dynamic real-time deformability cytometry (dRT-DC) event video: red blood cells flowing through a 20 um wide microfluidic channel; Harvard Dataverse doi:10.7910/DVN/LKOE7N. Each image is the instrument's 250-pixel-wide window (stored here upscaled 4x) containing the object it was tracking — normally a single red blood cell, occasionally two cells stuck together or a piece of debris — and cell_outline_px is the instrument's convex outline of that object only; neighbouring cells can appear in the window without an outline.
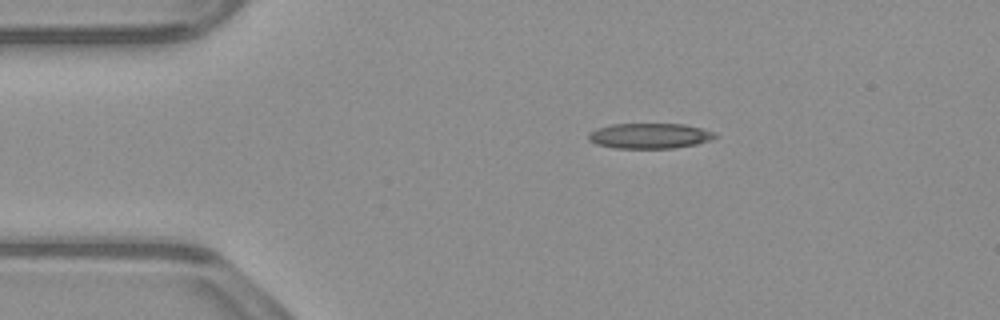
{"species": "common noctule bat (a hibernating species)", "species_latin": "Nyctalus noctula", "temperature_condition": "warm", "stored_images_in_passage": 44, "camera_frame_rate_fps": 3000, "um_per_image_px": 0.085, "animal": {"sex": "male", "body_mass_g": 23.1, "forearm_length_mm": 52.7}, "frame": {"image": 1, "passage_image": 1, "time_ms": 0.0, "image_size_px": [1000, 320], "cell_outline_px": [[720, 136], [696, 144], [672, 148], [616, 148], [596, 144], [588, 140], [588, 132], [596, 128], [612, 124], [684, 124], [716, 132]], "centroid_in_image_um": [55.2, 11.54], "position_along_channel_um": 29.8, "area_um2": 18.73}}
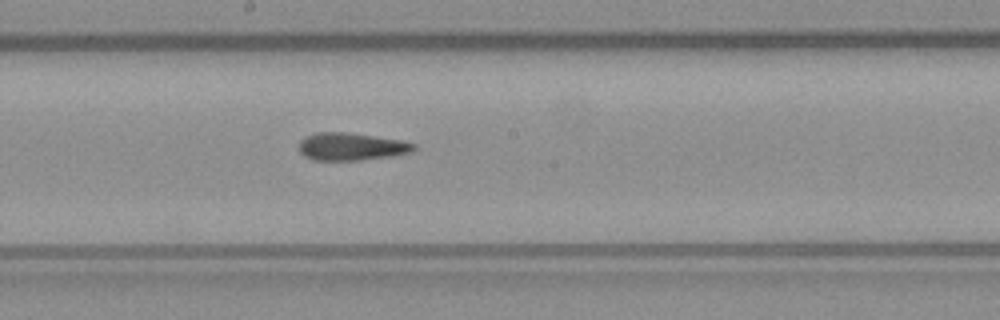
{"frame": {"image": 2, "passage_image": 19, "time_ms": 6.0, "image_size_px": [1000, 320], "cell_outline_px": [[416, 148], [412, 152], [392, 156], [360, 160], [312, 160], [304, 156], [300, 152], [300, 140], [304, 136], [316, 132], [348, 132], [404, 140], [416, 144]], "centroid_in_image_um": [29.88, 12.45], "position_along_channel_um": 218.3, "area_um2": 18.73}}
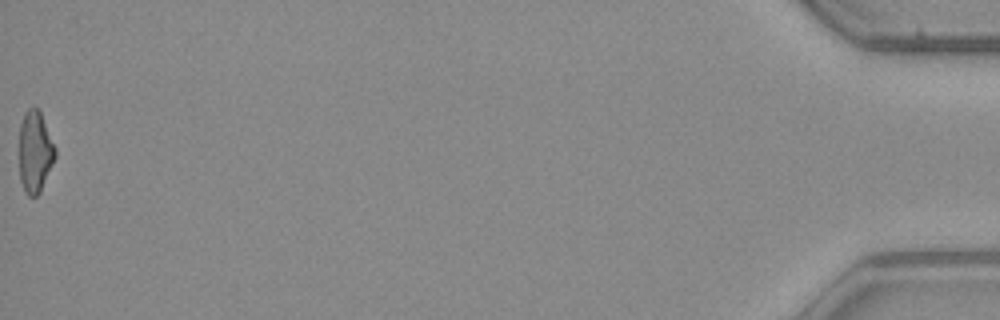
{"frame": {"image": 3, "passage_image": 44, "time_ms": 14.333, "image_size_px": [1000, 320], "cell_outline_px": [[56, 156], [40, 192], [36, 196], [28, 196], [24, 192], [20, 180], [20, 124], [24, 112], [28, 108], [40, 108], [56, 148]], "centroid_in_image_um": [2.99, 12.87], "position_along_channel_um": 432.2, "area_um2": 17.28}, "authors_computed_cell_mechanics": {"area_um2": 18.6983, "velocity_mm_per_s": 3.9268, "shape_relaxation_time_tau1_ms": null, "shape_relaxation_time_tau2_ms": 2.2912, "deformation_change_tau1": null, "deformation_change_tau2": 0.1109}}